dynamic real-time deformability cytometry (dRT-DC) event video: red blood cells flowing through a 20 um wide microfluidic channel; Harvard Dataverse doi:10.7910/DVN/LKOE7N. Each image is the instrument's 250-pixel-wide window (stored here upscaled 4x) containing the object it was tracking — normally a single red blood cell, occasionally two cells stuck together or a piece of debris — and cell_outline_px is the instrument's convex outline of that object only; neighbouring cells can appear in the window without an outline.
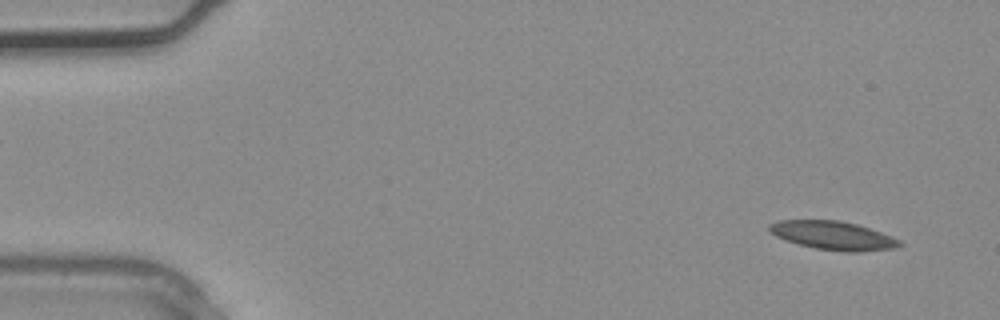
{"species": "common noctule bat (a hibernating species)", "species_latin": "Nyctalus noctula", "temperature_condition": "warm", "stored_images_in_passage": 3, "camera_frame_rate_fps": 3000, "um_per_image_px": 0.085, "animal": {"sex": "male", "body_mass_g": 20.4}, "frame": {"image": 1, "passage_image": 1, "time_ms": 0.0, "image_size_px": [1000, 320], "cell_outline_px": [[904, 244], [896, 248], [860, 252], [844, 252], [816, 248], [800, 244], [776, 236], [768, 232], [768, 224], [780, 220], [840, 220], [856, 224], [892, 236], [900, 240]], "centroid_in_image_um": [70.83, 20.02], "position_along_channel_um": 14.2, "area_um2": 21.68}}
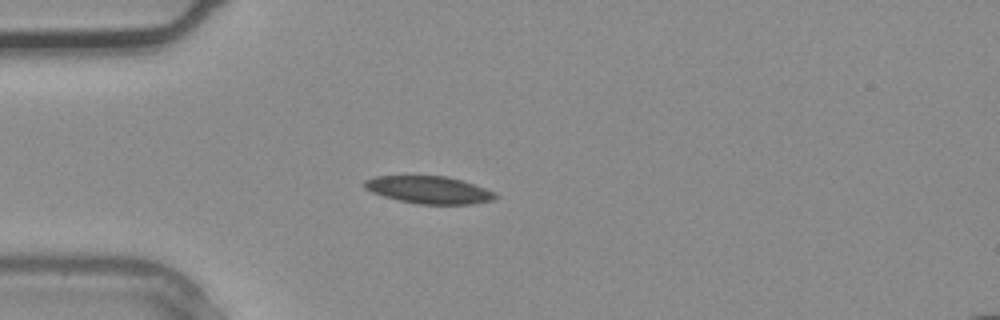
{"frame": {"image": 2, "passage_image": 3, "time_ms": 0.667, "image_size_px": [1000, 320], "cell_outline_px": [[496, 200], [472, 204], [420, 204], [400, 200], [384, 196], [372, 192], [364, 188], [360, 184], [364, 180], [376, 176], [448, 176], [496, 192]], "centroid_in_image_um": [36.44, 16.14], "position_along_channel_um": 48.6, "area_um2": 20.87}}